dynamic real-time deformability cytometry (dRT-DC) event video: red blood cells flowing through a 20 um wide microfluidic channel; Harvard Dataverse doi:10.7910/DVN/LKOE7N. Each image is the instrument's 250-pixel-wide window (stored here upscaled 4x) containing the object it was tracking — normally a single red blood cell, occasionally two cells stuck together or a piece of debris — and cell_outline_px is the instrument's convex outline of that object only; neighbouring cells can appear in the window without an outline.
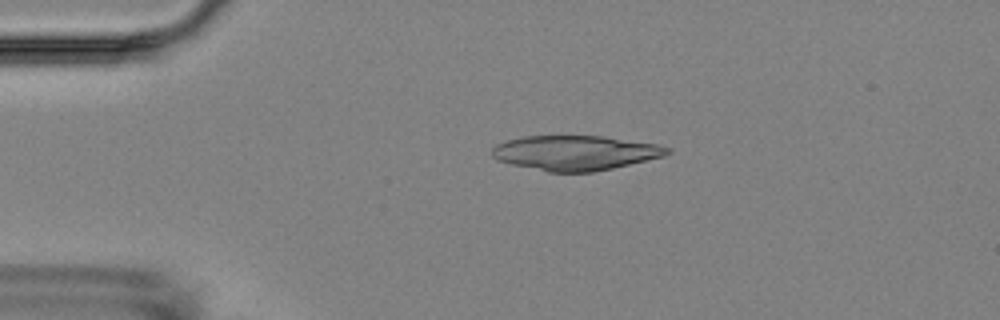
{"species": "Egyptian fruit bat (a non-hibernating species)", "species_latin": "Rousettus aegyptiacus", "temperature_condition": "room temperature", "stored_images_in_passage": 5, "camera_frame_rate_fps": 3000, "um_per_image_px": 0.085, "animal": {"sex": "female"}, "frame": {"image": 1, "passage_image": 4, "time_ms": 3.333, "image_size_px": [1000, 320], "cell_outline_px": [[672, 152], [664, 156], [612, 168], [592, 172], [548, 172], [512, 164], [500, 160], [492, 156], [492, 148], [496, 144], [504, 140], [524, 136], [604, 136], [656, 144], [672, 148]], "centroid_in_image_um": [48.9, 12.98], "position_along_channel_um": 36.1, "area_um2": 35.43}}